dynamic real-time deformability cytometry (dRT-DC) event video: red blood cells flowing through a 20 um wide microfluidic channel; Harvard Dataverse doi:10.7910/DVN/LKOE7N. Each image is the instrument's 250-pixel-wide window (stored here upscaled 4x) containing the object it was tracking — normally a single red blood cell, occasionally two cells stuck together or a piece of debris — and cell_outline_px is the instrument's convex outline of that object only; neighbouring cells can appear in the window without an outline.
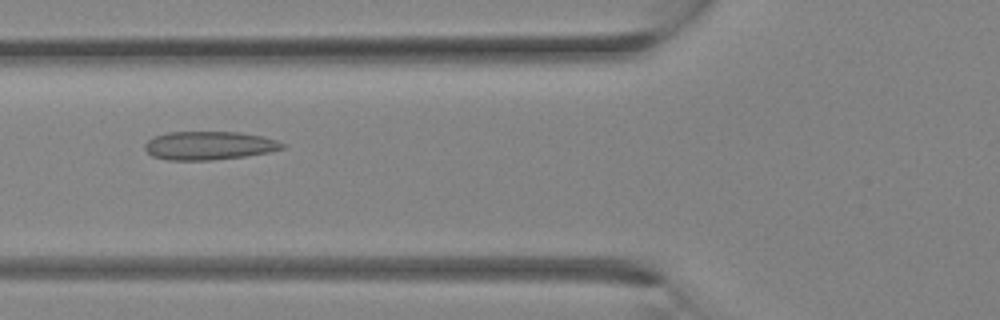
{"species": "Egyptian fruit bat (a non-hibernating species)", "species_latin": "Rousettus aegyptiacus", "temperature_condition": "room temperature", "stored_images_in_passage": 32, "camera_frame_rate_fps": 3000, "um_per_image_px": 0.085, "animal": {"sex": "female"}, "frame": {"image": 1, "passage_image": 12, "time_ms": 3.667, "image_size_px": [1000, 320], "cell_outline_px": [[284, 148], [268, 152], [244, 156], [212, 160], [168, 160], [152, 156], [144, 148], [144, 144], [148, 140], [156, 136], [168, 132], [240, 132], [260, 136], [276, 140], [284, 144]], "centroid_in_image_um": [17.74, 12.37], "position_along_channel_um": 108.1, "area_um2": 22.6}}
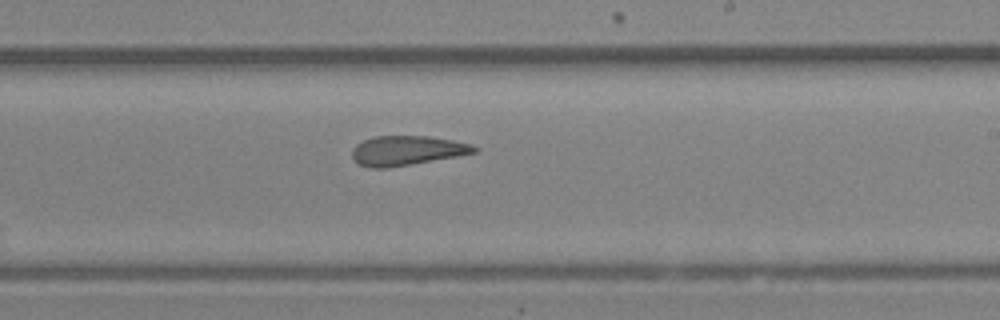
{"frame": {"image": 2, "passage_image": 19, "time_ms": 6.0, "image_size_px": [1000, 320], "cell_outline_px": [[480, 148], [476, 152], [456, 156], [384, 168], [372, 168], [360, 164], [352, 156], [352, 148], [356, 144], [364, 140], [376, 136], [428, 136], [452, 140], [472, 144]], "centroid_in_image_um": [34.59, 12.78], "position_along_channel_um": 254.4, "area_um2": 20.69}}
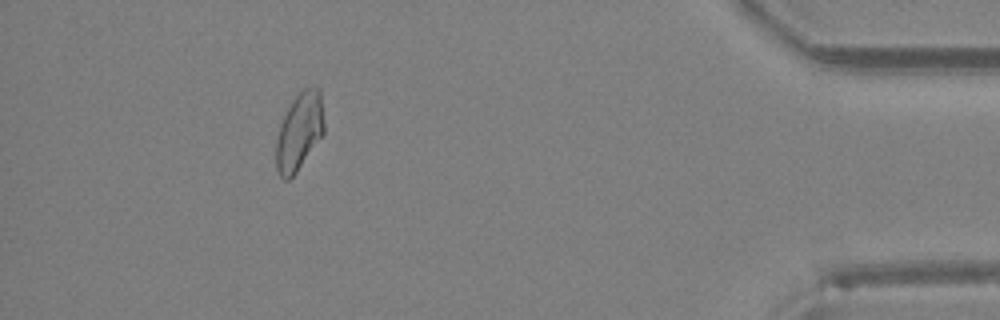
{"frame": {"image": 3, "passage_image": 29, "time_ms": 9.333, "image_size_px": [1000, 320], "cell_outline_px": [[324, 132], [296, 172], [288, 180], [284, 180], [280, 176], [276, 168], [276, 140], [280, 124], [292, 100], [300, 88], [316, 84], [320, 88], [324, 124]], "centroid_in_image_um": [25.44, 11.11], "position_along_channel_um": 409.8, "area_um2": 21.79}}